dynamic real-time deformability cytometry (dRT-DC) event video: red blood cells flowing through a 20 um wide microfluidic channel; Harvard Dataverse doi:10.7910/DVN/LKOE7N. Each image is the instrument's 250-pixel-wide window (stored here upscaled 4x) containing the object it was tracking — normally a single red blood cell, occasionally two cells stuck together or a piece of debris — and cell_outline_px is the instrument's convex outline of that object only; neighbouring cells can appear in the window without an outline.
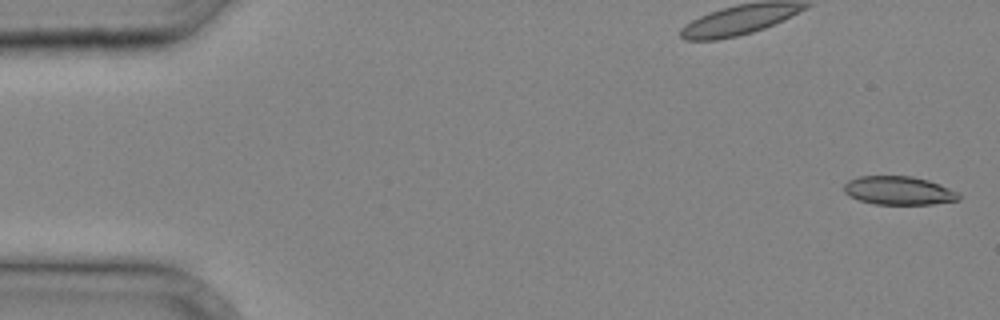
{"species": "common noctule bat (a hibernating species)", "species_latin": "Nyctalus noctula", "temperature_condition": "cold", "stored_images_in_passage": 35, "camera_frame_rate_fps": 3000, "um_per_image_px": 0.085, "animal": {"sex": "male", "body_mass_g": 20.4}, "frame": {"image": 1, "passage_image": 1, "time_ms": 0.0, "image_size_px": [1000, 320], "cell_outline_px": [[960, 200], [932, 204], [876, 204], [860, 200], [844, 192], [844, 184], [848, 180], [860, 176], [912, 176], [928, 180], [940, 184], [960, 192]], "centroid_in_image_um": [76.44, 16.19], "position_along_channel_um": 8.6, "area_um2": 19.07}}